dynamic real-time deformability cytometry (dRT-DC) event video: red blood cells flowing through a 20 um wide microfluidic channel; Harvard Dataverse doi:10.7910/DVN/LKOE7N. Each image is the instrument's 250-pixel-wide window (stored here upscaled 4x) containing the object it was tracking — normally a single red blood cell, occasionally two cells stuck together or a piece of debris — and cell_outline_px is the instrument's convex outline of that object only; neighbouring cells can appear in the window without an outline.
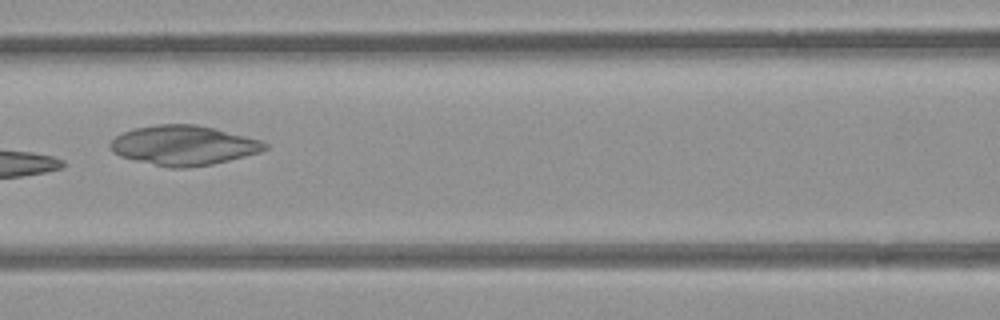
{"species": "common noctule bat (a hibernating species)", "species_latin": "Nyctalus noctula", "temperature_condition": "room temperature", "stored_images_in_passage": 8, "camera_frame_rate_fps": 3000, "um_per_image_px": 0.085, "animal": {"sex": "female", "body_mass_g": 21.9}, "frame": {"image": 1, "passage_image": 8, "time_ms": 2.333, "image_size_px": [1000, 320], "cell_outline_px": [[268, 148], [260, 152], [212, 164], [188, 168], [172, 168], [136, 160], [120, 156], [112, 152], [108, 144], [116, 136], [124, 132], [136, 128], [160, 124], [196, 124], [260, 140], [268, 144]], "centroid_in_image_um": [15.59, 12.36], "position_along_channel_um": 151.0, "area_um2": 35.32}}